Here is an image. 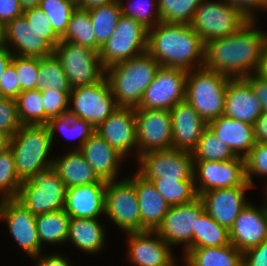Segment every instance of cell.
<instances>
[{
    "mask_svg": "<svg viewBox=\"0 0 267 266\" xmlns=\"http://www.w3.org/2000/svg\"><path fill=\"white\" fill-rule=\"evenodd\" d=\"M52 146L46 125H22L10 137L17 176L23 182L53 167L54 159H48ZM48 159V160H47Z\"/></svg>",
    "mask_w": 267,
    "mask_h": 266,
    "instance_id": "cell-4",
    "label": "cell"
},
{
    "mask_svg": "<svg viewBox=\"0 0 267 266\" xmlns=\"http://www.w3.org/2000/svg\"><path fill=\"white\" fill-rule=\"evenodd\" d=\"M0 219L5 220L15 242L30 257L41 253L37 234L36 215L32 214L15 198L0 200Z\"/></svg>",
    "mask_w": 267,
    "mask_h": 266,
    "instance_id": "cell-17",
    "label": "cell"
},
{
    "mask_svg": "<svg viewBox=\"0 0 267 266\" xmlns=\"http://www.w3.org/2000/svg\"><path fill=\"white\" fill-rule=\"evenodd\" d=\"M243 266H267V240L243 252Z\"/></svg>",
    "mask_w": 267,
    "mask_h": 266,
    "instance_id": "cell-51",
    "label": "cell"
},
{
    "mask_svg": "<svg viewBox=\"0 0 267 266\" xmlns=\"http://www.w3.org/2000/svg\"><path fill=\"white\" fill-rule=\"evenodd\" d=\"M184 255L194 266H243V252L232 243L219 247L191 248Z\"/></svg>",
    "mask_w": 267,
    "mask_h": 266,
    "instance_id": "cell-31",
    "label": "cell"
},
{
    "mask_svg": "<svg viewBox=\"0 0 267 266\" xmlns=\"http://www.w3.org/2000/svg\"><path fill=\"white\" fill-rule=\"evenodd\" d=\"M252 186L212 189L199 195L205 211L228 230L234 220L248 204L245 191Z\"/></svg>",
    "mask_w": 267,
    "mask_h": 266,
    "instance_id": "cell-21",
    "label": "cell"
},
{
    "mask_svg": "<svg viewBox=\"0 0 267 266\" xmlns=\"http://www.w3.org/2000/svg\"><path fill=\"white\" fill-rule=\"evenodd\" d=\"M40 1L41 0H19L23 10L39 7Z\"/></svg>",
    "mask_w": 267,
    "mask_h": 266,
    "instance_id": "cell-61",
    "label": "cell"
},
{
    "mask_svg": "<svg viewBox=\"0 0 267 266\" xmlns=\"http://www.w3.org/2000/svg\"><path fill=\"white\" fill-rule=\"evenodd\" d=\"M194 182L198 196L212 189L251 186L246 180L245 159L193 161ZM199 184V185H198Z\"/></svg>",
    "mask_w": 267,
    "mask_h": 266,
    "instance_id": "cell-14",
    "label": "cell"
},
{
    "mask_svg": "<svg viewBox=\"0 0 267 266\" xmlns=\"http://www.w3.org/2000/svg\"><path fill=\"white\" fill-rule=\"evenodd\" d=\"M204 211V205L199 197L187 204L170 206L155 231L171 248L173 245L182 244L184 247L183 254H185L192 248L197 218Z\"/></svg>",
    "mask_w": 267,
    "mask_h": 266,
    "instance_id": "cell-15",
    "label": "cell"
},
{
    "mask_svg": "<svg viewBox=\"0 0 267 266\" xmlns=\"http://www.w3.org/2000/svg\"><path fill=\"white\" fill-rule=\"evenodd\" d=\"M69 104L68 115L86 120L95 128L119 108L105 76L95 84L72 88Z\"/></svg>",
    "mask_w": 267,
    "mask_h": 266,
    "instance_id": "cell-9",
    "label": "cell"
},
{
    "mask_svg": "<svg viewBox=\"0 0 267 266\" xmlns=\"http://www.w3.org/2000/svg\"><path fill=\"white\" fill-rule=\"evenodd\" d=\"M255 74L267 81V39L264 41L259 65Z\"/></svg>",
    "mask_w": 267,
    "mask_h": 266,
    "instance_id": "cell-57",
    "label": "cell"
},
{
    "mask_svg": "<svg viewBox=\"0 0 267 266\" xmlns=\"http://www.w3.org/2000/svg\"><path fill=\"white\" fill-rule=\"evenodd\" d=\"M262 205L248 203L229 229L230 242L242 252L267 240V200Z\"/></svg>",
    "mask_w": 267,
    "mask_h": 266,
    "instance_id": "cell-20",
    "label": "cell"
},
{
    "mask_svg": "<svg viewBox=\"0 0 267 266\" xmlns=\"http://www.w3.org/2000/svg\"><path fill=\"white\" fill-rule=\"evenodd\" d=\"M256 21H248L232 35L206 42L203 67L230 78L256 73L267 39V33L257 30Z\"/></svg>",
    "mask_w": 267,
    "mask_h": 266,
    "instance_id": "cell-1",
    "label": "cell"
},
{
    "mask_svg": "<svg viewBox=\"0 0 267 266\" xmlns=\"http://www.w3.org/2000/svg\"><path fill=\"white\" fill-rule=\"evenodd\" d=\"M96 38V51L111 37L122 16L119 2L88 9Z\"/></svg>",
    "mask_w": 267,
    "mask_h": 266,
    "instance_id": "cell-33",
    "label": "cell"
},
{
    "mask_svg": "<svg viewBox=\"0 0 267 266\" xmlns=\"http://www.w3.org/2000/svg\"><path fill=\"white\" fill-rule=\"evenodd\" d=\"M187 73L184 69L161 66L135 109L170 110L184 101Z\"/></svg>",
    "mask_w": 267,
    "mask_h": 266,
    "instance_id": "cell-13",
    "label": "cell"
},
{
    "mask_svg": "<svg viewBox=\"0 0 267 266\" xmlns=\"http://www.w3.org/2000/svg\"><path fill=\"white\" fill-rule=\"evenodd\" d=\"M151 181L157 191L163 196L169 206L187 204L199 196L196 191L194 180L176 179H146Z\"/></svg>",
    "mask_w": 267,
    "mask_h": 266,
    "instance_id": "cell-36",
    "label": "cell"
},
{
    "mask_svg": "<svg viewBox=\"0 0 267 266\" xmlns=\"http://www.w3.org/2000/svg\"><path fill=\"white\" fill-rule=\"evenodd\" d=\"M118 2L123 16L134 18L147 30L152 29L162 21L157 0H138L135 3L128 1L126 4L123 3V0H118Z\"/></svg>",
    "mask_w": 267,
    "mask_h": 266,
    "instance_id": "cell-42",
    "label": "cell"
},
{
    "mask_svg": "<svg viewBox=\"0 0 267 266\" xmlns=\"http://www.w3.org/2000/svg\"><path fill=\"white\" fill-rule=\"evenodd\" d=\"M253 136L255 143L267 142V111L253 123Z\"/></svg>",
    "mask_w": 267,
    "mask_h": 266,
    "instance_id": "cell-56",
    "label": "cell"
},
{
    "mask_svg": "<svg viewBox=\"0 0 267 266\" xmlns=\"http://www.w3.org/2000/svg\"><path fill=\"white\" fill-rule=\"evenodd\" d=\"M230 79L205 67L188 71L185 100L206 123L224 114L226 88Z\"/></svg>",
    "mask_w": 267,
    "mask_h": 266,
    "instance_id": "cell-5",
    "label": "cell"
},
{
    "mask_svg": "<svg viewBox=\"0 0 267 266\" xmlns=\"http://www.w3.org/2000/svg\"><path fill=\"white\" fill-rule=\"evenodd\" d=\"M193 161H226L236 158L230 147L219 140L207 126L192 151Z\"/></svg>",
    "mask_w": 267,
    "mask_h": 266,
    "instance_id": "cell-40",
    "label": "cell"
},
{
    "mask_svg": "<svg viewBox=\"0 0 267 266\" xmlns=\"http://www.w3.org/2000/svg\"><path fill=\"white\" fill-rule=\"evenodd\" d=\"M4 42L12 45L14 55L43 58L54 54V47L36 31L21 15L5 25Z\"/></svg>",
    "mask_w": 267,
    "mask_h": 266,
    "instance_id": "cell-22",
    "label": "cell"
},
{
    "mask_svg": "<svg viewBox=\"0 0 267 266\" xmlns=\"http://www.w3.org/2000/svg\"><path fill=\"white\" fill-rule=\"evenodd\" d=\"M46 126L49 129L52 143L56 130L63 132L66 138H77L79 142L75 145L76 147L73 146L72 150H79L88 138L96 132V128L91 123L68 114L49 119Z\"/></svg>",
    "mask_w": 267,
    "mask_h": 266,
    "instance_id": "cell-37",
    "label": "cell"
},
{
    "mask_svg": "<svg viewBox=\"0 0 267 266\" xmlns=\"http://www.w3.org/2000/svg\"><path fill=\"white\" fill-rule=\"evenodd\" d=\"M231 244L229 230L216 222L206 211L197 218L192 248L219 247Z\"/></svg>",
    "mask_w": 267,
    "mask_h": 266,
    "instance_id": "cell-34",
    "label": "cell"
},
{
    "mask_svg": "<svg viewBox=\"0 0 267 266\" xmlns=\"http://www.w3.org/2000/svg\"><path fill=\"white\" fill-rule=\"evenodd\" d=\"M19 0H0V22L5 26L14 18L23 15Z\"/></svg>",
    "mask_w": 267,
    "mask_h": 266,
    "instance_id": "cell-53",
    "label": "cell"
},
{
    "mask_svg": "<svg viewBox=\"0 0 267 266\" xmlns=\"http://www.w3.org/2000/svg\"><path fill=\"white\" fill-rule=\"evenodd\" d=\"M12 62L15 65L21 92L37 89L39 58L13 54Z\"/></svg>",
    "mask_w": 267,
    "mask_h": 266,
    "instance_id": "cell-45",
    "label": "cell"
},
{
    "mask_svg": "<svg viewBox=\"0 0 267 266\" xmlns=\"http://www.w3.org/2000/svg\"><path fill=\"white\" fill-rule=\"evenodd\" d=\"M69 94L70 92H61L57 89L41 91L45 115L49 119L68 114Z\"/></svg>",
    "mask_w": 267,
    "mask_h": 266,
    "instance_id": "cell-48",
    "label": "cell"
},
{
    "mask_svg": "<svg viewBox=\"0 0 267 266\" xmlns=\"http://www.w3.org/2000/svg\"><path fill=\"white\" fill-rule=\"evenodd\" d=\"M137 173L144 179L194 180L192 152L169 149L151 151L138 157Z\"/></svg>",
    "mask_w": 267,
    "mask_h": 266,
    "instance_id": "cell-12",
    "label": "cell"
},
{
    "mask_svg": "<svg viewBox=\"0 0 267 266\" xmlns=\"http://www.w3.org/2000/svg\"><path fill=\"white\" fill-rule=\"evenodd\" d=\"M22 181L17 176L12 151L0 152V193L1 199L16 198Z\"/></svg>",
    "mask_w": 267,
    "mask_h": 266,
    "instance_id": "cell-44",
    "label": "cell"
},
{
    "mask_svg": "<svg viewBox=\"0 0 267 266\" xmlns=\"http://www.w3.org/2000/svg\"><path fill=\"white\" fill-rule=\"evenodd\" d=\"M104 215L125 233L141 232V215L135 189V175L107 182Z\"/></svg>",
    "mask_w": 267,
    "mask_h": 266,
    "instance_id": "cell-11",
    "label": "cell"
},
{
    "mask_svg": "<svg viewBox=\"0 0 267 266\" xmlns=\"http://www.w3.org/2000/svg\"><path fill=\"white\" fill-rule=\"evenodd\" d=\"M161 65L148 53L105 69V78L119 107H138Z\"/></svg>",
    "mask_w": 267,
    "mask_h": 266,
    "instance_id": "cell-3",
    "label": "cell"
},
{
    "mask_svg": "<svg viewBox=\"0 0 267 266\" xmlns=\"http://www.w3.org/2000/svg\"><path fill=\"white\" fill-rule=\"evenodd\" d=\"M263 113L260 101L244 78H231L225 94V116L241 122L253 123Z\"/></svg>",
    "mask_w": 267,
    "mask_h": 266,
    "instance_id": "cell-24",
    "label": "cell"
},
{
    "mask_svg": "<svg viewBox=\"0 0 267 266\" xmlns=\"http://www.w3.org/2000/svg\"><path fill=\"white\" fill-rule=\"evenodd\" d=\"M114 2H118V0H83L78 7L84 9H90L95 6L107 5Z\"/></svg>",
    "mask_w": 267,
    "mask_h": 266,
    "instance_id": "cell-59",
    "label": "cell"
},
{
    "mask_svg": "<svg viewBox=\"0 0 267 266\" xmlns=\"http://www.w3.org/2000/svg\"><path fill=\"white\" fill-rule=\"evenodd\" d=\"M19 121L22 125H46L49 118L45 115L41 91L25 90L15 99Z\"/></svg>",
    "mask_w": 267,
    "mask_h": 266,
    "instance_id": "cell-39",
    "label": "cell"
},
{
    "mask_svg": "<svg viewBox=\"0 0 267 266\" xmlns=\"http://www.w3.org/2000/svg\"><path fill=\"white\" fill-rule=\"evenodd\" d=\"M207 126L238 157L245 158L255 146L251 124L222 115L207 123Z\"/></svg>",
    "mask_w": 267,
    "mask_h": 266,
    "instance_id": "cell-27",
    "label": "cell"
},
{
    "mask_svg": "<svg viewBox=\"0 0 267 266\" xmlns=\"http://www.w3.org/2000/svg\"><path fill=\"white\" fill-rule=\"evenodd\" d=\"M250 84V87L260 101L263 112L267 111V81L257 76L255 73L244 77Z\"/></svg>",
    "mask_w": 267,
    "mask_h": 266,
    "instance_id": "cell-54",
    "label": "cell"
},
{
    "mask_svg": "<svg viewBox=\"0 0 267 266\" xmlns=\"http://www.w3.org/2000/svg\"><path fill=\"white\" fill-rule=\"evenodd\" d=\"M135 189L141 215V232L155 231L167 214L170 206L151 181L135 174Z\"/></svg>",
    "mask_w": 267,
    "mask_h": 266,
    "instance_id": "cell-28",
    "label": "cell"
},
{
    "mask_svg": "<svg viewBox=\"0 0 267 266\" xmlns=\"http://www.w3.org/2000/svg\"><path fill=\"white\" fill-rule=\"evenodd\" d=\"M147 52L162 67L191 71L203 67L205 42L190 24L160 21L148 30Z\"/></svg>",
    "mask_w": 267,
    "mask_h": 266,
    "instance_id": "cell-2",
    "label": "cell"
},
{
    "mask_svg": "<svg viewBox=\"0 0 267 266\" xmlns=\"http://www.w3.org/2000/svg\"><path fill=\"white\" fill-rule=\"evenodd\" d=\"M66 189L59 174L51 168L23 181L15 199L32 214H45L64 209Z\"/></svg>",
    "mask_w": 267,
    "mask_h": 266,
    "instance_id": "cell-7",
    "label": "cell"
},
{
    "mask_svg": "<svg viewBox=\"0 0 267 266\" xmlns=\"http://www.w3.org/2000/svg\"><path fill=\"white\" fill-rule=\"evenodd\" d=\"M21 126L15 99L0 96V131L12 137Z\"/></svg>",
    "mask_w": 267,
    "mask_h": 266,
    "instance_id": "cell-49",
    "label": "cell"
},
{
    "mask_svg": "<svg viewBox=\"0 0 267 266\" xmlns=\"http://www.w3.org/2000/svg\"><path fill=\"white\" fill-rule=\"evenodd\" d=\"M162 21L190 24L202 0H157Z\"/></svg>",
    "mask_w": 267,
    "mask_h": 266,
    "instance_id": "cell-41",
    "label": "cell"
},
{
    "mask_svg": "<svg viewBox=\"0 0 267 266\" xmlns=\"http://www.w3.org/2000/svg\"><path fill=\"white\" fill-rule=\"evenodd\" d=\"M37 89L40 91L57 89L61 92H71L72 88L55 54L39 58Z\"/></svg>",
    "mask_w": 267,
    "mask_h": 266,
    "instance_id": "cell-38",
    "label": "cell"
},
{
    "mask_svg": "<svg viewBox=\"0 0 267 266\" xmlns=\"http://www.w3.org/2000/svg\"><path fill=\"white\" fill-rule=\"evenodd\" d=\"M79 151L100 180L110 182L119 176L120 163L125 156L96 132L88 138Z\"/></svg>",
    "mask_w": 267,
    "mask_h": 266,
    "instance_id": "cell-26",
    "label": "cell"
},
{
    "mask_svg": "<svg viewBox=\"0 0 267 266\" xmlns=\"http://www.w3.org/2000/svg\"><path fill=\"white\" fill-rule=\"evenodd\" d=\"M71 217L64 209L36 215L37 234L44 243L60 244L67 241Z\"/></svg>",
    "mask_w": 267,
    "mask_h": 266,
    "instance_id": "cell-32",
    "label": "cell"
},
{
    "mask_svg": "<svg viewBox=\"0 0 267 266\" xmlns=\"http://www.w3.org/2000/svg\"><path fill=\"white\" fill-rule=\"evenodd\" d=\"M128 257L136 266H173L176 261L171 247L156 231L126 233Z\"/></svg>",
    "mask_w": 267,
    "mask_h": 266,
    "instance_id": "cell-19",
    "label": "cell"
},
{
    "mask_svg": "<svg viewBox=\"0 0 267 266\" xmlns=\"http://www.w3.org/2000/svg\"><path fill=\"white\" fill-rule=\"evenodd\" d=\"M244 159L246 180L253 187V175L267 176V142L255 143Z\"/></svg>",
    "mask_w": 267,
    "mask_h": 266,
    "instance_id": "cell-46",
    "label": "cell"
},
{
    "mask_svg": "<svg viewBox=\"0 0 267 266\" xmlns=\"http://www.w3.org/2000/svg\"><path fill=\"white\" fill-rule=\"evenodd\" d=\"M21 93L15 65L11 61L0 79V96L16 99Z\"/></svg>",
    "mask_w": 267,
    "mask_h": 266,
    "instance_id": "cell-50",
    "label": "cell"
},
{
    "mask_svg": "<svg viewBox=\"0 0 267 266\" xmlns=\"http://www.w3.org/2000/svg\"><path fill=\"white\" fill-rule=\"evenodd\" d=\"M71 88L92 85L105 76L99 52L81 45L61 40L54 47Z\"/></svg>",
    "mask_w": 267,
    "mask_h": 266,
    "instance_id": "cell-8",
    "label": "cell"
},
{
    "mask_svg": "<svg viewBox=\"0 0 267 266\" xmlns=\"http://www.w3.org/2000/svg\"><path fill=\"white\" fill-rule=\"evenodd\" d=\"M99 134L113 148L126 156L128 152L138 155L137 126L134 107H119L97 128ZM137 148V150L135 149Z\"/></svg>",
    "mask_w": 267,
    "mask_h": 266,
    "instance_id": "cell-18",
    "label": "cell"
},
{
    "mask_svg": "<svg viewBox=\"0 0 267 266\" xmlns=\"http://www.w3.org/2000/svg\"><path fill=\"white\" fill-rule=\"evenodd\" d=\"M169 111L172 120V149L192 152L207 123L186 100L177 103Z\"/></svg>",
    "mask_w": 267,
    "mask_h": 266,
    "instance_id": "cell-23",
    "label": "cell"
},
{
    "mask_svg": "<svg viewBox=\"0 0 267 266\" xmlns=\"http://www.w3.org/2000/svg\"><path fill=\"white\" fill-rule=\"evenodd\" d=\"M61 40L85 46L96 51L94 27L88 9L77 6L71 15L67 31Z\"/></svg>",
    "mask_w": 267,
    "mask_h": 266,
    "instance_id": "cell-35",
    "label": "cell"
},
{
    "mask_svg": "<svg viewBox=\"0 0 267 266\" xmlns=\"http://www.w3.org/2000/svg\"><path fill=\"white\" fill-rule=\"evenodd\" d=\"M53 161V169L59 174L66 188L89 183H107L99 179L79 150H70Z\"/></svg>",
    "mask_w": 267,
    "mask_h": 266,
    "instance_id": "cell-29",
    "label": "cell"
},
{
    "mask_svg": "<svg viewBox=\"0 0 267 266\" xmlns=\"http://www.w3.org/2000/svg\"><path fill=\"white\" fill-rule=\"evenodd\" d=\"M107 183H89L66 189L64 210L71 218L97 219L104 214Z\"/></svg>",
    "mask_w": 267,
    "mask_h": 266,
    "instance_id": "cell-25",
    "label": "cell"
},
{
    "mask_svg": "<svg viewBox=\"0 0 267 266\" xmlns=\"http://www.w3.org/2000/svg\"><path fill=\"white\" fill-rule=\"evenodd\" d=\"M105 231L98 219L71 218L67 240L83 252L95 254L101 251L105 241Z\"/></svg>",
    "mask_w": 267,
    "mask_h": 266,
    "instance_id": "cell-30",
    "label": "cell"
},
{
    "mask_svg": "<svg viewBox=\"0 0 267 266\" xmlns=\"http://www.w3.org/2000/svg\"><path fill=\"white\" fill-rule=\"evenodd\" d=\"M4 31H5V26L0 22V48H3L5 46Z\"/></svg>",
    "mask_w": 267,
    "mask_h": 266,
    "instance_id": "cell-62",
    "label": "cell"
},
{
    "mask_svg": "<svg viewBox=\"0 0 267 266\" xmlns=\"http://www.w3.org/2000/svg\"><path fill=\"white\" fill-rule=\"evenodd\" d=\"M238 9L249 21H255L258 9H267V0H225Z\"/></svg>",
    "mask_w": 267,
    "mask_h": 266,
    "instance_id": "cell-52",
    "label": "cell"
},
{
    "mask_svg": "<svg viewBox=\"0 0 267 266\" xmlns=\"http://www.w3.org/2000/svg\"><path fill=\"white\" fill-rule=\"evenodd\" d=\"M148 30L134 18L121 16L111 37L100 48L102 66L107 67L147 52Z\"/></svg>",
    "mask_w": 267,
    "mask_h": 266,
    "instance_id": "cell-10",
    "label": "cell"
},
{
    "mask_svg": "<svg viewBox=\"0 0 267 266\" xmlns=\"http://www.w3.org/2000/svg\"><path fill=\"white\" fill-rule=\"evenodd\" d=\"M70 1L74 2L78 6L83 0H70Z\"/></svg>",
    "mask_w": 267,
    "mask_h": 266,
    "instance_id": "cell-64",
    "label": "cell"
},
{
    "mask_svg": "<svg viewBox=\"0 0 267 266\" xmlns=\"http://www.w3.org/2000/svg\"><path fill=\"white\" fill-rule=\"evenodd\" d=\"M12 49H8L6 46L0 48V79L3 75L6 67L12 61L13 53Z\"/></svg>",
    "mask_w": 267,
    "mask_h": 266,
    "instance_id": "cell-58",
    "label": "cell"
},
{
    "mask_svg": "<svg viewBox=\"0 0 267 266\" xmlns=\"http://www.w3.org/2000/svg\"><path fill=\"white\" fill-rule=\"evenodd\" d=\"M39 8L49 18L55 33L62 38L77 5L70 0H41Z\"/></svg>",
    "mask_w": 267,
    "mask_h": 266,
    "instance_id": "cell-43",
    "label": "cell"
},
{
    "mask_svg": "<svg viewBox=\"0 0 267 266\" xmlns=\"http://www.w3.org/2000/svg\"><path fill=\"white\" fill-rule=\"evenodd\" d=\"M10 136L4 132L0 131V152L9 148Z\"/></svg>",
    "mask_w": 267,
    "mask_h": 266,
    "instance_id": "cell-60",
    "label": "cell"
},
{
    "mask_svg": "<svg viewBox=\"0 0 267 266\" xmlns=\"http://www.w3.org/2000/svg\"><path fill=\"white\" fill-rule=\"evenodd\" d=\"M184 260H185L184 262H185V264H186L185 266H194V265H193L192 263H190L186 258H185ZM175 264H176V263L174 262V265H173V266H175Z\"/></svg>",
    "mask_w": 267,
    "mask_h": 266,
    "instance_id": "cell-63",
    "label": "cell"
},
{
    "mask_svg": "<svg viewBox=\"0 0 267 266\" xmlns=\"http://www.w3.org/2000/svg\"><path fill=\"white\" fill-rule=\"evenodd\" d=\"M248 21L238 9L225 0H202L190 25L206 43L234 34Z\"/></svg>",
    "mask_w": 267,
    "mask_h": 266,
    "instance_id": "cell-6",
    "label": "cell"
},
{
    "mask_svg": "<svg viewBox=\"0 0 267 266\" xmlns=\"http://www.w3.org/2000/svg\"><path fill=\"white\" fill-rule=\"evenodd\" d=\"M41 253L38 256L32 257L34 260H38L36 266H71L70 261L61 254L54 252L46 257L42 256ZM39 258V259H38Z\"/></svg>",
    "mask_w": 267,
    "mask_h": 266,
    "instance_id": "cell-55",
    "label": "cell"
},
{
    "mask_svg": "<svg viewBox=\"0 0 267 266\" xmlns=\"http://www.w3.org/2000/svg\"><path fill=\"white\" fill-rule=\"evenodd\" d=\"M23 15L29 25H32L40 33V36L46 39L53 47L61 41V38L55 33L49 18L39 7L26 9Z\"/></svg>",
    "mask_w": 267,
    "mask_h": 266,
    "instance_id": "cell-47",
    "label": "cell"
},
{
    "mask_svg": "<svg viewBox=\"0 0 267 266\" xmlns=\"http://www.w3.org/2000/svg\"><path fill=\"white\" fill-rule=\"evenodd\" d=\"M138 156L172 149V120L169 110L135 109Z\"/></svg>",
    "mask_w": 267,
    "mask_h": 266,
    "instance_id": "cell-16",
    "label": "cell"
}]
</instances>
